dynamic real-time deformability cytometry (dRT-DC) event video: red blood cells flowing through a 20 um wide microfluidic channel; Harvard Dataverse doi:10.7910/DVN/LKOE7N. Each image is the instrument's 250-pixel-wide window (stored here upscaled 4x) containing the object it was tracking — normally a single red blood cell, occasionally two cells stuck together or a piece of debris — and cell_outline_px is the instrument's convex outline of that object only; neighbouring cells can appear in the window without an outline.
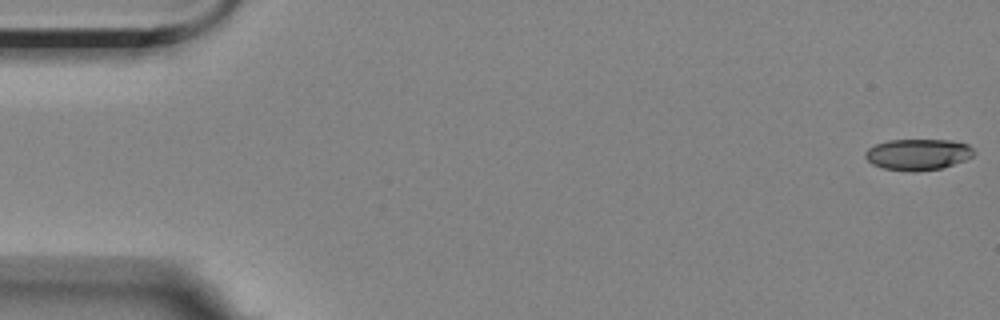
{"species": "Egyptian fruit bat (a non-hibernating species)", "species_latin": "Rousettus aegyptiacus", "temperature_condition": "room temperature", "stored_images_in_passage": 9, "camera_frame_rate_fps": 3000, "um_per_image_px": 0.085, "animal": {"sex": "female"}, "frame": {"image": 1, "passage_image": 1, "time_ms": 0.0, "image_size_px": [1000, 320], "cell_outline_px": [[976, 152], [972, 156], [964, 160], [940, 168], [916, 172], [912, 172], [884, 168], [872, 164], [864, 156], [864, 152], [868, 148], [876, 144], [888, 140], [952, 140], [968, 144]], "centroid_in_image_um": [78.01, 13.12], "position_along_channel_um": 7.0, "area_um2": 19.71}}
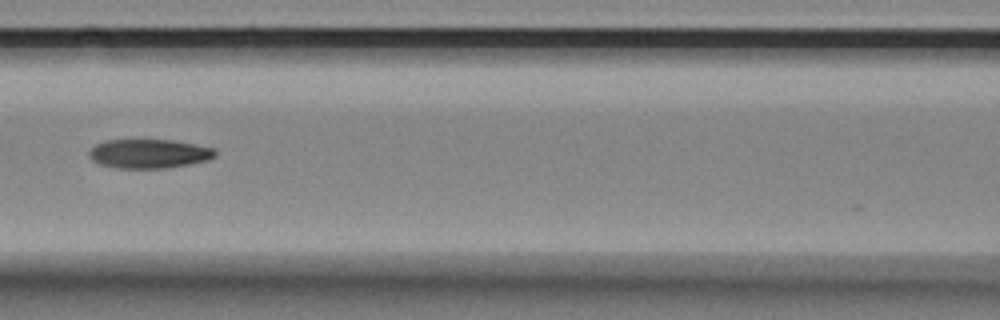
{"frame": {"image": 2, "passage_image": 7, "time_ms": 8.0, "image_size_px": [1000, 320], "cell_outline_px": [[216, 156], [208, 160], [188, 164], [164, 168], [116, 168], [100, 164], [92, 160], [88, 156], [88, 152], [96, 144], [104, 140], [172, 140], [196, 144], [216, 148]], "centroid_in_image_um": [12.67, 13.06], "position_along_channel_um": 153.9, "area_um2": 21.44}}
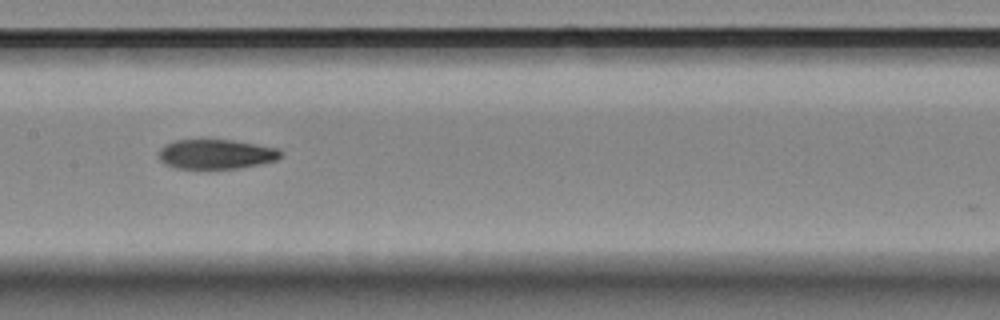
{"frame": {"image": 3, "passage_image": 8, "time_ms": 9.0, "image_size_px": [1000, 320], "cell_outline_px": [[280, 156], [276, 160], [236, 168], [176, 168], [164, 164], [156, 156], [160, 148], [164, 144], [176, 140], [204, 136], [232, 140], [280, 148]], "centroid_in_image_um": [18.26, 13.04], "position_along_channel_um": 189.1, "area_um2": 21.73}}